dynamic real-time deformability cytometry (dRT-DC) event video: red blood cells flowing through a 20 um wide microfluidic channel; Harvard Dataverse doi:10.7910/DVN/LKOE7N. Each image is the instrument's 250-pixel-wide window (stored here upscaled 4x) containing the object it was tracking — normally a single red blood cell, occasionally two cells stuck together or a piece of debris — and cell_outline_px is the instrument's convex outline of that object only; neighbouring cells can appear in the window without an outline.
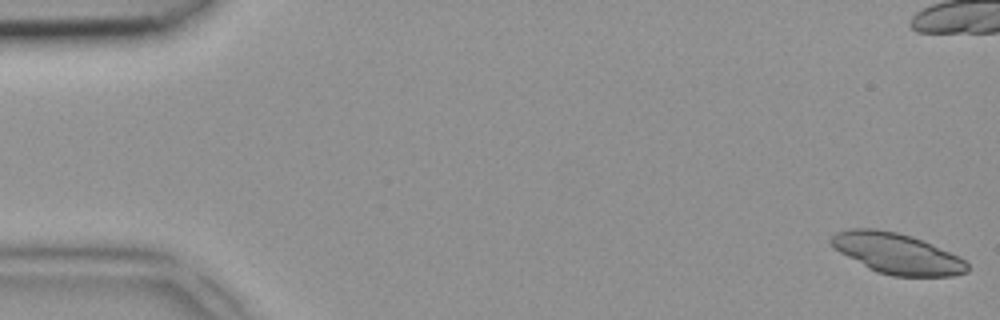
{"species": "common noctule bat (a hibernating species)", "species_latin": "Nyctalus noctula", "temperature_condition": "room temperature", "stored_images_in_passage": 47, "camera_frame_rate_fps": 3000, "um_per_image_px": 0.085, "animal": {"sex": "female", "body_mass_g": 18.4}, "frame": {"image": 1, "passage_image": 1, "time_ms": 0.0, "image_size_px": [1000, 320], "cell_outline_px": [[968, 272], [952, 276], [892, 276], [876, 272], [868, 268], [832, 248], [828, 240], [836, 232], [848, 228], [876, 228], [896, 232], [912, 236], [932, 244], [960, 256], [968, 264]], "centroid_in_image_um": [76.21, 21.54], "position_along_channel_um": 8.8, "area_um2": 32.48}}